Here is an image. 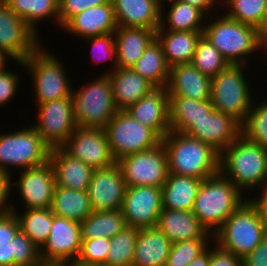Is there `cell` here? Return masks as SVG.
<instances>
[{
  "label": "cell",
  "mask_w": 267,
  "mask_h": 266,
  "mask_svg": "<svg viewBox=\"0 0 267 266\" xmlns=\"http://www.w3.org/2000/svg\"><path fill=\"white\" fill-rule=\"evenodd\" d=\"M219 172L242 192L267 191V148L240 136L220 153ZM244 190V191H243Z\"/></svg>",
  "instance_id": "1"
},
{
  "label": "cell",
  "mask_w": 267,
  "mask_h": 266,
  "mask_svg": "<svg viewBox=\"0 0 267 266\" xmlns=\"http://www.w3.org/2000/svg\"><path fill=\"white\" fill-rule=\"evenodd\" d=\"M168 158V173L200 180L219 173L220 153L211 145L185 133L169 131L163 138Z\"/></svg>",
  "instance_id": "2"
},
{
  "label": "cell",
  "mask_w": 267,
  "mask_h": 266,
  "mask_svg": "<svg viewBox=\"0 0 267 266\" xmlns=\"http://www.w3.org/2000/svg\"><path fill=\"white\" fill-rule=\"evenodd\" d=\"M213 235L219 247L244 259L266 237L257 202L250 197L246 199Z\"/></svg>",
  "instance_id": "3"
},
{
  "label": "cell",
  "mask_w": 267,
  "mask_h": 266,
  "mask_svg": "<svg viewBox=\"0 0 267 266\" xmlns=\"http://www.w3.org/2000/svg\"><path fill=\"white\" fill-rule=\"evenodd\" d=\"M243 194L233 182L219 172L202 181L192 212L207 232L213 235L245 199H248L244 198Z\"/></svg>",
  "instance_id": "4"
},
{
  "label": "cell",
  "mask_w": 267,
  "mask_h": 266,
  "mask_svg": "<svg viewBox=\"0 0 267 266\" xmlns=\"http://www.w3.org/2000/svg\"><path fill=\"white\" fill-rule=\"evenodd\" d=\"M208 22L209 24L205 21L203 36L220 51L228 64L246 65L247 56L263 49L258 29L254 26L240 23L227 14Z\"/></svg>",
  "instance_id": "5"
},
{
  "label": "cell",
  "mask_w": 267,
  "mask_h": 266,
  "mask_svg": "<svg viewBox=\"0 0 267 266\" xmlns=\"http://www.w3.org/2000/svg\"><path fill=\"white\" fill-rule=\"evenodd\" d=\"M99 76L83 88L72 90L73 114L78 127L104 129L118 111L109 75Z\"/></svg>",
  "instance_id": "6"
},
{
  "label": "cell",
  "mask_w": 267,
  "mask_h": 266,
  "mask_svg": "<svg viewBox=\"0 0 267 266\" xmlns=\"http://www.w3.org/2000/svg\"><path fill=\"white\" fill-rule=\"evenodd\" d=\"M23 66L33 79L36 105L49 101L71 98L72 87L64 64L54 54L42 49V44L24 62ZM29 71V72H28Z\"/></svg>",
  "instance_id": "7"
},
{
  "label": "cell",
  "mask_w": 267,
  "mask_h": 266,
  "mask_svg": "<svg viewBox=\"0 0 267 266\" xmlns=\"http://www.w3.org/2000/svg\"><path fill=\"white\" fill-rule=\"evenodd\" d=\"M247 65L228 64L211 80V102L214 110L228 114L241 124L253 105L247 78L244 77Z\"/></svg>",
  "instance_id": "8"
},
{
  "label": "cell",
  "mask_w": 267,
  "mask_h": 266,
  "mask_svg": "<svg viewBox=\"0 0 267 266\" xmlns=\"http://www.w3.org/2000/svg\"><path fill=\"white\" fill-rule=\"evenodd\" d=\"M51 147L33 126L12 133L0 132V171L12 175L10 166L18 171L41 166L49 161Z\"/></svg>",
  "instance_id": "9"
},
{
  "label": "cell",
  "mask_w": 267,
  "mask_h": 266,
  "mask_svg": "<svg viewBox=\"0 0 267 266\" xmlns=\"http://www.w3.org/2000/svg\"><path fill=\"white\" fill-rule=\"evenodd\" d=\"M115 161L158 146L162 139L127 111H117L104 128Z\"/></svg>",
  "instance_id": "10"
},
{
  "label": "cell",
  "mask_w": 267,
  "mask_h": 266,
  "mask_svg": "<svg viewBox=\"0 0 267 266\" xmlns=\"http://www.w3.org/2000/svg\"><path fill=\"white\" fill-rule=\"evenodd\" d=\"M116 164L126 187L162 188L168 176V158L162 142L154 148L124 156Z\"/></svg>",
  "instance_id": "11"
},
{
  "label": "cell",
  "mask_w": 267,
  "mask_h": 266,
  "mask_svg": "<svg viewBox=\"0 0 267 266\" xmlns=\"http://www.w3.org/2000/svg\"><path fill=\"white\" fill-rule=\"evenodd\" d=\"M82 246L81 225L53 214L49 237L39 250L44 266H68L76 261Z\"/></svg>",
  "instance_id": "12"
},
{
  "label": "cell",
  "mask_w": 267,
  "mask_h": 266,
  "mask_svg": "<svg viewBox=\"0 0 267 266\" xmlns=\"http://www.w3.org/2000/svg\"><path fill=\"white\" fill-rule=\"evenodd\" d=\"M40 36L4 0H0V49L14 61L24 62L42 43Z\"/></svg>",
  "instance_id": "13"
},
{
  "label": "cell",
  "mask_w": 267,
  "mask_h": 266,
  "mask_svg": "<svg viewBox=\"0 0 267 266\" xmlns=\"http://www.w3.org/2000/svg\"><path fill=\"white\" fill-rule=\"evenodd\" d=\"M36 110L38 121L32 126L51 148L61 147L78 127L71 98L39 104Z\"/></svg>",
  "instance_id": "14"
},
{
  "label": "cell",
  "mask_w": 267,
  "mask_h": 266,
  "mask_svg": "<svg viewBox=\"0 0 267 266\" xmlns=\"http://www.w3.org/2000/svg\"><path fill=\"white\" fill-rule=\"evenodd\" d=\"M61 147L94 169L108 168L116 163L103 128L77 127Z\"/></svg>",
  "instance_id": "15"
},
{
  "label": "cell",
  "mask_w": 267,
  "mask_h": 266,
  "mask_svg": "<svg viewBox=\"0 0 267 266\" xmlns=\"http://www.w3.org/2000/svg\"><path fill=\"white\" fill-rule=\"evenodd\" d=\"M162 209V188L126 187L121 210L127 226L139 229L155 227Z\"/></svg>",
  "instance_id": "16"
},
{
  "label": "cell",
  "mask_w": 267,
  "mask_h": 266,
  "mask_svg": "<svg viewBox=\"0 0 267 266\" xmlns=\"http://www.w3.org/2000/svg\"><path fill=\"white\" fill-rule=\"evenodd\" d=\"M126 183L119 166L95 169L87 192L92 211L121 210Z\"/></svg>",
  "instance_id": "17"
},
{
  "label": "cell",
  "mask_w": 267,
  "mask_h": 266,
  "mask_svg": "<svg viewBox=\"0 0 267 266\" xmlns=\"http://www.w3.org/2000/svg\"><path fill=\"white\" fill-rule=\"evenodd\" d=\"M20 177L12 185L19 191V196L26 209L50 208L56 186L51 163L20 171Z\"/></svg>",
  "instance_id": "18"
},
{
  "label": "cell",
  "mask_w": 267,
  "mask_h": 266,
  "mask_svg": "<svg viewBox=\"0 0 267 266\" xmlns=\"http://www.w3.org/2000/svg\"><path fill=\"white\" fill-rule=\"evenodd\" d=\"M185 134L211 145L221 153L241 136V123L233 116L213 110L194 122Z\"/></svg>",
  "instance_id": "19"
},
{
  "label": "cell",
  "mask_w": 267,
  "mask_h": 266,
  "mask_svg": "<svg viewBox=\"0 0 267 266\" xmlns=\"http://www.w3.org/2000/svg\"><path fill=\"white\" fill-rule=\"evenodd\" d=\"M168 106L169 95L166 88H155L126 111L162 139L170 131Z\"/></svg>",
  "instance_id": "20"
},
{
  "label": "cell",
  "mask_w": 267,
  "mask_h": 266,
  "mask_svg": "<svg viewBox=\"0 0 267 266\" xmlns=\"http://www.w3.org/2000/svg\"><path fill=\"white\" fill-rule=\"evenodd\" d=\"M211 80L192 63L178 64L170 67L166 90L169 96L211 100Z\"/></svg>",
  "instance_id": "21"
},
{
  "label": "cell",
  "mask_w": 267,
  "mask_h": 266,
  "mask_svg": "<svg viewBox=\"0 0 267 266\" xmlns=\"http://www.w3.org/2000/svg\"><path fill=\"white\" fill-rule=\"evenodd\" d=\"M117 28L114 7L110 0L106 4L90 7L72 17L62 30L87 39L115 32Z\"/></svg>",
  "instance_id": "22"
},
{
  "label": "cell",
  "mask_w": 267,
  "mask_h": 266,
  "mask_svg": "<svg viewBox=\"0 0 267 266\" xmlns=\"http://www.w3.org/2000/svg\"><path fill=\"white\" fill-rule=\"evenodd\" d=\"M49 162L57 186L73 190H87L94 168L68 154L62 147L51 148Z\"/></svg>",
  "instance_id": "23"
},
{
  "label": "cell",
  "mask_w": 267,
  "mask_h": 266,
  "mask_svg": "<svg viewBox=\"0 0 267 266\" xmlns=\"http://www.w3.org/2000/svg\"><path fill=\"white\" fill-rule=\"evenodd\" d=\"M118 27H160L161 2L159 0H112Z\"/></svg>",
  "instance_id": "24"
},
{
  "label": "cell",
  "mask_w": 267,
  "mask_h": 266,
  "mask_svg": "<svg viewBox=\"0 0 267 266\" xmlns=\"http://www.w3.org/2000/svg\"><path fill=\"white\" fill-rule=\"evenodd\" d=\"M156 227L172 242L212 239L192 211L162 209ZM211 235V236H210ZM209 237V238H208Z\"/></svg>",
  "instance_id": "25"
},
{
  "label": "cell",
  "mask_w": 267,
  "mask_h": 266,
  "mask_svg": "<svg viewBox=\"0 0 267 266\" xmlns=\"http://www.w3.org/2000/svg\"><path fill=\"white\" fill-rule=\"evenodd\" d=\"M118 111H126L155 87L131 68L117 67L109 74Z\"/></svg>",
  "instance_id": "26"
},
{
  "label": "cell",
  "mask_w": 267,
  "mask_h": 266,
  "mask_svg": "<svg viewBox=\"0 0 267 266\" xmlns=\"http://www.w3.org/2000/svg\"><path fill=\"white\" fill-rule=\"evenodd\" d=\"M156 38V31L143 27H118L114 32L116 66L131 68Z\"/></svg>",
  "instance_id": "27"
},
{
  "label": "cell",
  "mask_w": 267,
  "mask_h": 266,
  "mask_svg": "<svg viewBox=\"0 0 267 266\" xmlns=\"http://www.w3.org/2000/svg\"><path fill=\"white\" fill-rule=\"evenodd\" d=\"M202 35L203 31H171L166 30L165 26L156 30V39L161 44L170 67L191 63Z\"/></svg>",
  "instance_id": "28"
},
{
  "label": "cell",
  "mask_w": 267,
  "mask_h": 266,
  "mask_svg": "<svg viewBox=\"0 0 267 266\" xmlns=\"http://www.w3.org/2000/svg\"><path fill=\"white\" fill-rule=\"evenodd\" d=\"M171 245L156 226L139 229L132 266H165Z\"/></svg>",
  "instance_id": "29"
},
{
  "label": "cell",
  "mask_w": 267,
  "mask_h": 266,
  "mask_svg": "<svg viewBox=\"0 0 267 266\" xmlns=\"http://www.w3.org/2000/svg\"><path fill=\"white\" fill-rule=\"evenodd\" d=\"M202 180L196 177L168 173L162 186L164 209L192 211Z\"/></svg>",
  "instance_id": "30"
},
{
  "label": "cell",
  "mask_w": 267,
  "mask_h": 266,
  "mask_svg": "<svg viewBox=\"0 0 267 266\" xmlns=\"http://www.w3.org/2000/svg\"><path fill=\"white\" fill-rule=\"evenodd\" d=\"M170 131L186 133L194 122L213 110L211 100H192L181 96H169Z\"/></svg>",
  "instance_id": "31"
},
{
  "label": "cell",
  "mask_w": 267,
  "mask_h": 266,
  "mask_svg": "<svg viewBox=\"0 0 267 266\" xmlns=\"http://www.w3.org/2000/svg\"><path fill=\"white\" fill-rule=\"evenodd\" d=\"M50 209L55 216L79 223L93 212L87 190H73L57 185Z\"/></svg>",
  "instance_id": "32"
},
{
  "label": "cell",
  "mask_w": 267,
  "mask_h": 266,
  "mask_svg": "<svg viewBox=\"0 0 267 266\" xmlns=\"http://www.w3.org/2000/svg\"><path fill=\"white\" fill-rule=\"evenodd\" d=\"M170 3L171 7L166 13L163 9V4H161V19L160 26H166L165 21H167V30L171 31H203L204 21L212 20L213 16H206L200 9L192 6L188 3H184L180 0H164ZM163 7V8H162ZM165 12V13H163ZM164 14H166V19ZM205 18V19H204ZM203 22V23H202ZM203 24V25H202Z\"/></svg>",
  "instance_id": "33"
},
{
  "label": "cell",
  "mask_w": 267,
  "mask_h": 266,
  "mask_svg": "<svg viewBox=\"0 0 267 266\" xmlns=\"http://www.w3.org/2000/svg\"><path fill=\"white\" fill-rule=\"evenodd\" d=\"M155 88H166L170 66L167 64L161 44L155 38L143 55L131 67Z\"/></svg>",
  "instance_id": "34"
},
{
  "label": "cell",
  "mask_w": 267,
  "mask_h": 266,
  "mask_svg": "<svg viewBox=\"0 0 267 266\" xmlns=\"http://www.w3.org/2000/svg\"><path fill=\"white\" fill-rule=\"evenodd\" d=\"M80 225L82 240L111 239L127 226L122 210L93 211Z\"/></svg>",
  "instance_id": "35"
},
{
  "label": "cell",
  "mask_w": 267,
  "mask_h": 266,
  "mask_svg": "<svg viewBox=\"0 0 267 266\" xmlns=\"http://www.w3.org/2000/svg\"><path fill=\"white\" fill-rule=\"evenodd\" d=\"M20 231L24 233L40 250L49 237L53 223V212L50 208L25 209L19 214L13 206Z\"/></svg>",
  "instance_id": "36"
},
{
  "label": "cell",
  "mask_w": 267,
  "mask_h": 266,
  "mask_svg": "<svg viewBox=\"0 0 267 266\" xmlns=\"http://www.w3.org/2000/svg\"><path fill=\"white\" fill-rule=\"evenodd\" d=\"M9 8L21 19H23L36 33V23L45 18H53L59 26L58 0H4Z\"/></svg>",
  "instance_id": "37"
},
{
  "label": "cell",
  "mask_w": 267,
  "mask_h": 266,
  "mask_svg": "<svg viewBox=\"0 0 267 266\" xmlns=\"http://www.w3.org/2000/svg\"><path fill=\"white\" fill-rule=\"evenodd\" d=\"M139 228L126 226L110 239L107 266H132Z\"/></svg>",
  "instance_id": "38"
},
{
  "label": "cell",
  "mask_w": 267,
  "mask_h": 266,
  "mask_svg": "<svg viewBox=\"0 0 267 266\" xmlns=\"http://www.w3.org/2000/svg\"><path fill=\"white\" fill-rule=\"evenodd\" d=\"M229 12L226 14L236 21L251 26L259 27L262 25L266 10L267 0H226Z\"/></svg>",
  "instance_id": "39"
},
{
  "label": "cell",
  "mask_w": 267,
  "mask_h": 266,
  "mask_svg": "<svg viewBox=\"0 0 267 266\" xmlns=\"http://www.w3.org/2000/svg\"><path fill=\"white\" fill-rule=\"evenodd\" d=\"M191 63L201 73L210 78L215 77L228 65V62L223 58L220 51L203 35L197 43Z\"/></svg>",
  "instance_id": "40"
},
{
  "label": "cell",
  "mask_w": 267,
  "mask_h": 266,
  "mask_svg": "<svg viewBox=\"0 0 267 266\" xmlns=\"http://www.w3.org/2000/svg\"><path fill=\"white\" fill-rule=\"evenodd\" d=\"M241 135L247 140L267 148V99L251 106L241 124Z\"/></svg>",
  "instance_id": "41"
},
{
  "label": "cell",
  "mask_w": 267,
  "mask_h": 266,
  "mask_svg": "<svg viewBox=\"0 0 267 266\" xmlns=\"http://www.w3.org/2000/svg\"><path fill=\"white\" fill-rule=\"evenodd\" d=\"M213 239H194L172 243L165 266H188L197 256L203 253Z\"/></svg>",
  "instance_id": "42"
},
{
  "label": "cell",
  "mask_w": 267,
  "mask_h": 266,
  "mask_svg": "<svg viewBox=\"0 0 267 266\" xmlns=\"http://www.w3.org/2000/svg\"><path fill=\"white\" fill-rule=\"evenodd\" d=\"M19 231V223L13 211L0 217V265L13 266L11 240Z\"/></svg>",
  "instance_id": "43"
},
{
  "label": "cell",
  "mask_w": 267,
  "mask_h": 266,
  "mask_svg": "<svg viewBox=\"0 0 267 266\" xmlns=\"http://www.w3.org/2000/svg\"><path fill=\"white\" fill-rule=\"evenodd\" d=\"M11 242L13 266H44L39 249L24 233L19 231Z\"/></svg>",
  "instance_id": "44"
},
{
  "label": "cell",
  "mask_w": 267,
  "mask_h": 266,
  "mask_svg": "<svg viewBox=\"0 0 267 266\" xmlns=\"http://www.w3.org/2000/svg\"><path fill=\"white\" fill-rule=\"evenodd\" d=\"M88 42L90 43V46H92V54H93V61L96 62H106L108 59L109 61H113L112 68L108 69L106 72H103V74H109L111 71L117 68L116 66V45H115V39H114V32L87 38ZM92 44V45H91ZM100 52L99 57L94 55L96 52ZM97 59H96V57ZM95 58V59H94Z\"/></svg>",
  "instance_id": "45"
},
{
  "label": "cell",
  "mask_w": 267,
  "mask_h": 266,
  "mask_svg": "<svg viewBox=\"0 0 267 266\" xmlns=\"http://www.w3.org/2000/svg\"><path fill=\"white\" fill-rule=\"evenodd\" d=\"M110 239L105 237L82 240L81 252L76 261L106 263Z\"/></svg>",
  "instance_id": "46"
},
{
  "label": "cell",
  "mask_w": 267,
  "mask_h": 266,
  "mask_svg": "<svg viewBox=\"0 0 267 266\" xmlns=\"http://www.w3.org/2000/svg\"><path fill=\"white\" fill-rule=\"evenodd\" d=\"M110 0H58L59 27L84 10L108 3Z\"/></svg>",
  "instance_id": "47"
},
{
  "label": "cell",
  "mask_w": 267,
  "mask_h": 266,
  "mask_svg": "<svg viewBox=\"0 0 267 266\" xmlns=\"http://www.w3.org/2000/svg\"><path fill=\"white\" fill-rule=\"evenodd\" d=\"M19 74L10 72L8 68H4L0 71V106L12 100L13 96L18 92Z\"/></svg>",
  "instance_id": "48"
},
{
  "label": "cell",
  "mask_w": 267,
  "mask_h": 266,
  "mask_svg": "<svg viewBox=\"0 0 267 266\" xmlns=\"http://www.w3.org/2000/svg\"><path fill=\"white\" fill-rule=\"evenodd\" d=\"M209 266H243V259L216 245L211 248Z\"/></svg>",
  "instance_id": "49"
},
{
  "label": "cell",
  "mask_w": 267,
  "mask_h": 266,
  "mask_svg": "<svg viewBox=\"0 0 267 266\" xmlns=\"http://www.w3.org/2000/svg\"><path fill=\"white\" fill-rule=\"evenodd\" d=\"M12 175L0 171V217L12 212L13 204L8 201L12 191Z\"/></svg>",
  "instance_id": "50"
},
{
  "label": "cell",
  "mask_w": 267,
  "mask_h": 266,
  "mask_svg": "<svg viewBox=\"0 0 267 266\" xmlns=\"http://www.w3.org/2000/svg\"><path fill=\"white\" fill-rule=\"evenodd\" d=\"M243 266H267V236L243 259Z\"/></svg>",
  "instance_id": "51"
},
{
  "label": "cell",
  "mask_w": 267,
  "mask_h": 266,
  "mask_svg": "<svg viewBox=\"0 0 267 266\" xmlns=\"http://www.w3.org/2000/svg\"><path fill=\"white\" fill-rule=\"evenodd\" d=\"M180 1L197 7L206 16L211 13L210 11H213V10L216 11V9H214L215 3H219L216 0H180Z\"/></svg>",
  "instance_id": "52"
},
{
  "label": "cell",
  "mask_w": 267,
  "mask_h": 266,
  "mask_svg": "<svg viewBox=\"0 0 267 266\" xmlns=\"http://www.w3.org/2000/svg\"><path fill=\"white\" fill-rule=\"evenodd\" d=\"M253 199L257 202L262 212L267 236V191L260 193L259 197H253Z\"/></svg>",
  "instance_id": "53"
},
{
  "label": "cell",
  "mask_w": 267,
  "mask_h": 266,
  "mask_svg": "<svg viewBox=\"0 0 267 266\" xmlns=\"http://www.w3.org/2000/svg\"><path fill=\"white\" fill-rule=\"evenodd\" d=\"M211 247L207 248L203 253L192 260L188 266H209Z\"/></svg>",
  "instance_id": "54"
},
{
  "label": "cell",
  "mask_w": 267,
  "mask_h": 266,
  "mask_svg": "<svg viewBox=\"0 0 267 266\" xmlns=\"http://www.w3.org/2000/svg\"><path fill=\"white\" fill-rule=\"evenodd\" d=\"M258 35L262 48H265L267 52V10L264 21L258 29Z\"/></svg>",
  "instance_id": "55"
},
{
  "label": "cell",
  "mask_w": 267,
  "mask_h": 266,
  "mask_svg": "<svg viewBox=\"0 0 267 266\" xmlns=\"http://www.w3.org/2000/svg\"><path fill=\"white\" fill-rule=\"evenodd\" d=\"M68 266H107L105 263L74 261Z\"/></svg>",
  "instance_id": "56"
},
{
  "label": "cell",
  "mask_w": 267,
  "mask_h": 266,
  "mask_svg": "<svg viewBox=\"0 0 267 266\" xmlns=\"http://www.w3.org/2000/svg\"><path fill=\"white\" fill-rule=\"evenodd\" d=\"M9 57L0 49V71L5 68Z\"/></svg>",
  "instance_id": "57"
}]
</instances>
